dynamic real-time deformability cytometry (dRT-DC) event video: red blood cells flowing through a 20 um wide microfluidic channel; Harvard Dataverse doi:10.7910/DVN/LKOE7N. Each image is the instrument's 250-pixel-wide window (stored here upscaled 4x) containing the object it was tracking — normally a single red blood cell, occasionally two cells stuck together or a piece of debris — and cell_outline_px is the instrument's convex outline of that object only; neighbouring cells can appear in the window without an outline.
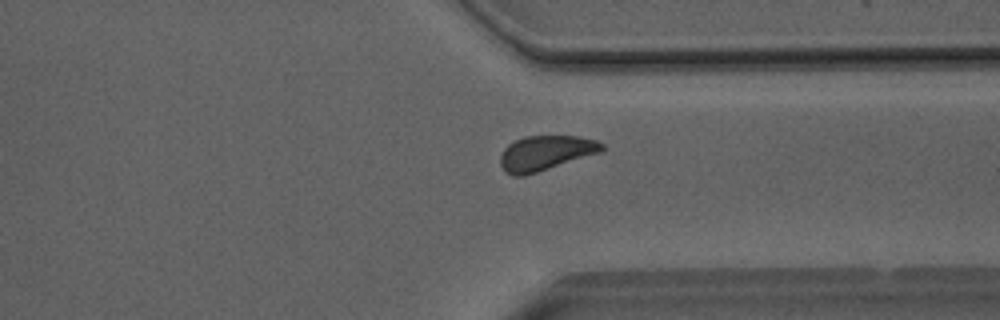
{"species": "Egyptian fruit bat (a non-hibernating species)", "species_latin": "Rousettus aegyptiacus", "temperature_condition": "room temperature", "stored_images_in_passage": 44, "camera_frame_rate_fps": 3000, "um_per_image_px": 0.085, "animal": {"sex": "male"}, "frame": {"image": 1, "passage_image": 32, "time_ms": 10.333, "image_size_px": [1000, 320], "cell_outline_px": [[604, 152], [524, 176], [512, 176], [504, 172], [500, 164], [500, 156], [504, 148], [508, 144], [524, 136], [576, 136], [596, 140], [604, 144]], "centroid_in_image_um": [46.38, 13.02], "position_along_channel_um": 365.0, "area_um2": 20.92}}
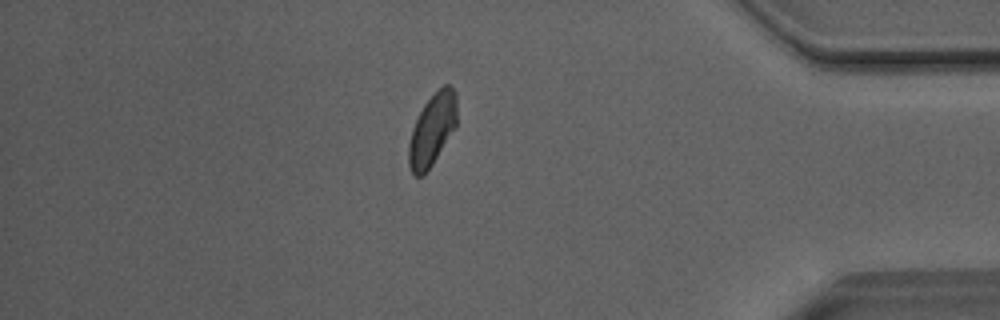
{"frame": {"image": 2, "passage_image": 37, "time_ms": 12.0, "image_size_px": [1000, 320], "cell_outline_px": [[456, 128], [424, 176], [416, 176], [412, 172], [408, 164], [408, 144], [412, 128], [424, 104], [444, 84], [448, 84], [456, 92]], "centroid_in_image_um": [36.73, 11.05], "position_along_channel_um": 398.5, "area_um2": 20.11}, "authors_computed_cell_mechanics": {"area_um2": 20.8947, "velocity_mm_per_s": 4.017, "shape_relaxation_time_tau1_ms": 2.9677, "shape_relaxation_time_tau2_ms": 1.2376, "deformation_change_tau1": 0.0807, "deformation_change_tau2": 0.0516}}